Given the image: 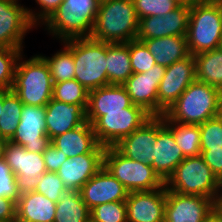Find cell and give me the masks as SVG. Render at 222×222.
<instances>
[{
  "label": "cell",
  "mask_w": 222,
  "mask_h": 222,
  "mask_svg": "<svg viewBox=\"0 0 222 222\" xmlns=\"http://www.w3.org/2000/svg\"><path fill=\"white\" fill-rule=\"evenodd\" d=\"M139 19L133 0H100L90 37L105 43L136 40Z\"/></svg>",
  "instance_id": "cell-1"
},
{
  "label": "cell",
  "mask_w": 222,
  "mask_h": 222,
  "mask_svg": "<svg viewBox=\"0 0 222 222\" xmlns=\"http://www.w3.org/2000/svg\"><path fill=\"white\" fill-rule=\"evenodd\" d=\"M221 108L222 92L195 80L166 110L165 115L174 122L199 125L219 116Z\"/></svg>",
  "instance_id": "cell-2"
},
{
  "label": "cell",
  "mask_w": 222,
  "mask_h": 222,
  "mask_svg": "<svg viewBox=\"0 0 222 222\" xmlns=\"http://www.w3.org/2000/svg\"><path fill=\"white\" fill-rule=\"evenodd\" d=\"M186 42L194 56L222 47V3L203 0L190 7Z\"/></svg>",
  "instance_id": "cell-3"
},
{
  "label": "cell",
  "mask_w": 222,
  "mask_h": 222,
  "mask_svg": "<svg viewBox=\"0 0 222 222\" xmlns=\"http://www.w3.org/2000/svg\"><path fill=\"white\" fill-rule=\"evenodd\" d=\"M100 0H64L43 24L47 32L62 41L90 37Z\"/></svg>",
  "instance_id": "cell-4"
},
{
  "label": "cell",
  "mask_w": 222,
  "mask_h": 222,
  "mask_svg": "<svg viewBox=\"0 0 222 222\" xmlns=\"http://www.w3.org/2000/svg\"><path fill=\"white\" fill-rule=\"evenodd\" d=\"M23 53L16 65L12 90L24 105L45 107L52 99L53 80L46 61L40 55L28 60Z\"/></svg>",
  "instance_id": "cell-5"
},
{
  "label": "cell",
  "mask_w": 222,
  "mask_h": 222,
  "mask_svg": "<svg viewBox=\"0 0 222 222\" xmlns=\"http://www.w3.org/2000/svg\"><path fill=\"white\" fill-rule=\"evenodd\" d=\"M166 190L182 195H197L214 201L220 193V180L201 155L185 157L164 182Z\"/></svg>",
  "instance_id": "cell-6"
},
{
  "label": "cell",
  "mask_w": 222,
  "mask_h": 222,
  "mask_svg": "<svg viewBox=\"0 0 222 222\" xmlns=\"http://www.w3.org/2000/svg\"><path fill=\"white\" fill-rule=\"evenodd\" d=\"M75 79L88 91L109 85L106 43L92 37L72 39Z\"/></svg>",
  "instance_id": "cell-7"
},
{
  "label": "cell",
  "mask_w": 222,
  "mask_h": 222,
  "mask_svg": "<svg viewBox=\"0 0 222 222\" xmlns=\"http://www.w3.org/2000/svg\"><path fill=\"white\" fill-rule=\"evenodd\" d=\"M104 167L117 178L128 192L152 191L164 181L151 165L126 158L114 147H105Z\"/></svg>",
  "instance_id": "cell-8"
},
{
  "label": "cell",
  "mask_w": 222,
  "mask_h": 222,
  "mask_svg": "<svg viewBox=\"0 0 222 222\" xmlns=\"http://www.w3.org/2000/svg\"><path fill=\"white\" fill-rule=\"evenodd\" d=\"M151 117L144 108L133 104L125 111L106 112L92 124V128L101 146L114 147Z\"/></svg>",
  "instance_id": "cell-9"
},
{
  "label": "cell",
  "mask_w": 222,
  "mask_h": 222,
  "mask_svg": "<svg viewBox=\"0 0 222 222\" xmlns=\"http://www.w3.org/2000/svg\"><path fill=\"white\" fill-rule=\"evenodd\" d=\"M4 160L16 177L19 194L35 191L39 177L47 171L43 153L29 152L11 141L5 147Z\"/></svg>",
  "instance_id": "cell-10"
},
{
  "label": "cell",
  "mask_w": 222,
  "mask_h": 222,
  "mask_svg": "<svg viewBox=\"0 0 222 222\" xmlns=\"http://www.w3.org/2000/svg\"><path fill=\"white\" fill-rule=\"evenodd\" d=\"M196 80L195 56L189 54L166 67L158 88V116L165 114L187 87Z\"/></svg>",
  "instance_id": "cell-11"
},
{
  "label": "cell",
  "mask_w": 222,
  "mask_h": 222,
  "mask_svg": "<svg viewBox=\"0 0 222 222\" xmlns=\"http://www.w3.org/2000/svg\"><path fill=\"white\" fill-rule=\"evenodd\" d=\"M37 28L30 20L27 7L15 0H0V46L23 49L25 35Z\"/></svg>",
  "instance_id": "cell-12"
},
{
  "label": "cell",
  "mask_w": 222,
  "mask_h": 222,
  "mask_svg": "<svg viewBox=\"0 0 222 222\" xmlns=\"http://www.w3.org/2000/svg\"><path fill=\"white\" fill-rule=\"evenodd\" d=\"M214 213V200L166 190L164 222H205Z\"/></svg>",
  "instance_id": "cell-13"
},
{
  "label": "cell",
  "mask_w": 222,
  "mask_h": 222,
  "mask_svg": "<svg viewBox=\"0 0 222 222\" xmlns=\"http://www.w3.org/2000/svg\"><path fill=\"white\" fill-rule=\"evenodd\" d=\"M45 107L24 105L20 122L11 142L29 152L43 153L51 143L46 134Z\"/></svg>",
  "instance_id": "cell-14"
},
{
  "label": "cell",
  "mask_w": 222,
  "mask_h": 222,
  "mask_svg": "<svg viewBox=\"0 0 222 222\" xmlns=\"http://www.w3.org/2000/svg\"><path fill=\"white\" fill-rule=\"evenodd\" d=\"M165 71V66L156 63L145 73H133L123 84L132 103L152 116H158V88Z\"/></svg>",
  "instance_id": "cell-15"
},
{
  "label": "cell",
  "mask_w": 222,
  "mask_h": 222,
  "mask_svg": "<svg viewBox=\"0 0 222 222\" xmlns=\"http://www.w3.org/2000/svg\"><path fill=\"white\" fill-rule=\"evenodd\" d=\"M190 7L179 5L164 16H147L139 19L137 40L162 38L166 36H186Z\"/></svg>",
  "instance_id": "cell-16"
},
{
  "label": "cell",
  "mask_w": 222,
  "mask_h": 222,
  "mask_svg": "<svg viewBox=\"0 0 222 222\" xmlns=\"http://www.w3.org/2000/svg\"><path fill=\"white\" fill-rule=\"evenodd\" d=\"M88 209L103 203L126 201L129 194L124 185L104 166L79 190Z\"/></svg>",
  "instance_id": "cell-17"
},
{
  "label": "cell",
  "mask_w": 222,
  "mask_h": 222,
  "mask_svg": "<svg viewBox=\"0 0 222 222\" xmlns=\"http://www.w3.org/2000/svg\"><path fill=\"white\" fill-rule=\"evenodd\" d=\"M125 203L128 222H164L166 187L130 192Z\"/></svg>",
  "instance_id": "cell-18"
},
{
  "label": "cell",
  "mask_w": 222,
  "mask_h": 222,
  "mask_svg": "<svg viewBox=\"0 0 222 222\" xmlns=\"http://www.w3.org/2000/svg\"><path fill=\"white\" fill-rule=\"evenodd\" d=\"M157 142V116L121 139L114 148L128 159L152 165L153 145Z\"/></svg>",
  "instance_id": "cell-19"
},
{
  "label": "cell",
  "mask_w": 222,
  "mask_h": 222,
  "mask_svg": "<svg viewBox=\"0 0 222 222\" xmlns=\"http://www.w3.org/2000/svg\"><path fill=\"white\" fill-rule=\"evenodd\" d=\"M153 157L151 166L164 182L185 158L162 116H157V142L153 145Z\"/></svg>",
  "instance_id": "cell-20"
},
{
  "label": "cell",
  "mask_w": 222,
  "mask_h": 222,
  "mask_svg": "<svg viewBox=\"0 0 222 222\" xmlns=\"http://www.w3.org/2000/svg\"><path fill=\"white\" fill-rule=\"evenodd\" d=\"M88 105L66 104L51 99L45 106L46 134L50 141L61 134L83 125Z\"/></svg>",
  "instance_id": "cell-21"
},
{
  "label": "cell",
  "mask_w": 222,
  "mask_h": 222,
  "mask_svg": "<svg viewBox=\"0 0 222 222\" xmlns=\"http://www.w3.org/2000/svg\"><path fill=\"white\" fill-rule=\"evenodd\" d=\"M104 166V153H85L67 158L56 172L67 190L81 187Z\"/></svg>",
  "instance_id": "cell-22"
},
{
  "label": "cell",
  "mask_w": 222,
  "mask_h": 222,
  "mask_svg": "<svg viewBox=\"0 0 222 222\" xmlns=\"http://www.w3.org/2000/svg\"><path fill=\"white\" fill-rule=\"evenodd\" d=\"M133 105L123 85H107L89 91L86 119L92 125L106 112L125 111Z\"/></svg>",
  "instance_id": "cell-23"
},
{
  "label": "cell",
  "mask_w": 222,
  "mask_h": 222,
  "mask_svg": "<svg viewBox=\"0 0 222 222\" xmlns=\"http://www.w3.org/2000/svg\"><path fill=\"white\" fill-rule=\"evenodd\" d=\"M51 144L62 150L67 158H73L85 153H104L105 147L96 140L92 125L86 121L64 134L58 135L51 140Z\"/></svg>",
  "instance_id": "cell-24"
},
{
  "label": "cell",
  "mask_w": 222,
  "mask_h": 222,
  "mask_svg": "<svg viewBox=\"0 0 222 222\" xmlns=\"http://www.w3.org/2000/svg\"><path fill=\"white\" fill-rule=\"evenodd\" d=\"M56 202L36 191L20 194L16 222H54Z\"/></svg>",
  "instance_id": "cell-25"
},
{
  "label": "cell",
  "mask_w": 222,
  "mask_h": 222,
  "mask_svg": "<svg viewBox=\"0 0 222 222\" xmlns=\"http://www.w3.org/2000/svg\"><path fill=\"white\" fill-rule=\"evenodd\" d=\"M142 41L155 58V62L165 67L189 55L186 36H166Z\"/></svg>",
  "instance_id": "cell-26"
},
{
  "label": "cell",
  "mask_w": 222,
  "mask_h": 222,
  "mask_svg": "<svg viewBox=\"0 0 222 222\" xmlns=\"http://www.w3.org/2000/svg\"><path fill=\"white\" fill-rule=\"evenodd\" d=\"M107 78L109 85H123L133 74L129 42L106 43Z\"/></svg>",
  "instance_id": "cell-27"
},
{
  "label": "cell",
  "mask_w": 222,
  "mask_h": 222,
  "mask_svg": "<svg viewBox=\"0 0 222 222\" xmlns=\"http://www.w3.org/2000/svg\"><path fill=\"white\" fill-rule=\"evenodd\" d=\"M196 80L222 92V47L195 55Z\"/></svg>",
  "instance_id": "cell-28"
},
{
  "label": "cell",
  "mask_w": 222,
  "mask_h": 222,
  "mask_svg": "<svg viewBox=\"0 0 222 222\" xmlns=\"http://www.w3.org/2000/svg\"><path fill=\"white\" fill-rule=\"evenodd\" d=\"M164 124L172 131L174 140L185 157L201 155L200 126L197 124H183L171 121L162 115Z\"/></svg>",
  "instance_id": "cell-29"
},
{
  "label": "cell",
  "mask_w": 222,
  "mask_h": 222,
  "mask_svg": "<svg viewBox=\"0 0 222 222\" xmlns=\"http://www.w3.org/2000/svg\"><path fill=\"white\" fill-rule=\"evenodd\" d=\"M90 210L79 191L67 190L56 203L54 222H88Z\"/></svg>",
  "instance_id": "cell-30"
},
{
  "label": "cell",
  "mask_w": 222,
  "mask_h": 222,
  "mask_svg": "<svg viewBox=\"0 0 222 222\" xmlns=\"http://www.w3.org/2000/svg\"><path fill=\"white\" fill-rule=\"evenodd\" d=\"M60 49L52 57L39 54L47 63L53 83L75 79V64L72 54V39L62 41Z\"/></svg>",
  "instance_id": "cell-31"
},
{
  "label": "cell",
  "mask_w": 222,
  "mask_h": 222,
  "mask_svg": "<svg viewBox=\"0 0 222 222\" xmlns=\"http://www.w3.org/2000/svg\"><path fill=\"white\" fill-rule=\"evenodd\" d=\"M24 104L12 89L3 90V112L0 117V135L10 141L20 122Z\"/></svg>",
  "instance_id": "cell-32"
},
{
  "label": "cell",
  "mask_w": 222,
  "mask_h": 222,
  "mask_svg": "<svg viewBox=\"0 0 222 222\" xmlns=\"http://www.w3.org/2000/svg\"><path fill=\"white\" fill-rule=\"evenodd\" d=\"M52 98L66 104L88 105L89 91L76 79L54 83Z\"/></svg>",
  "instance_id": "cell-33"
},
{
  "label": "cell",
  "mask_w": 222,
  "mask_h": 222,
  "mask_svg": "<svg viewBox=\"0 0 222 222\" xmlns=\"http://www.w3.org/2000/svg\"><path fill=\"white\" fill-rule=\"evenodd\" d=\"M23 49L0 46V90L12 89L16 65Z\"/></svg>",
  "instance_id": "cell-34"
},
{
  "label": "cell",
  "mask_w": 222,
  "mask_h": 222,
  "mask_svg": "<svg viewBox=\"0 0 222 222\" xmlns=\"http://www.w3.org/2000/svg\"><path fill=\"white\" fill-rule=\"evenodd\" d=\"M92 222H128L125 201H114L97 205L90 210Z\"/></svg>",
  "instance_id": "cell-35"
},
{
  "label": "cell",
  "mask_w": 222,
  "mask_h": 222,
  "mask_svg": "<svg viewBox=\"0 0 222 222\" xmlns=\"http://www.w3.org/2000/svg\"><path fill=\"white\" fill-rule=\"evenodd\" d=\"M129 53L133 73H145L156 64L155 58L142 41H129Z\"/></svg>",
  "instance_id": "cell-36"
},
{
  "label": "cell",
  "mask_w": 222,
  "mask_h": 222,
  "mask_svg": "<svg viewBox=\"0 0 222 222\" xmlns=\"http://www.w3.org/2000/svg\"><path fill=\"white\" fill-rule=\"evenodd\" d=\"M201 150L222 147V117L219 115L199 124Z\"/></svg>",
  "instance_id": "cell-37"
},
{
  "label": "cell",
  "mask_w": 222,
  "mask_h": 222,
  "mask_svg": "<svg viewBox=\"0 0 222 222\" xmlns=\"http://www.w3.org/2000/svg\"><path fill=\"white\" fill-rule=\"evenodd\" d=\"M138 19L147 16H164L179 6L174 0H133Z\"/></svg>",
  "instance_id": "cell-38"
},
{
  "label": "cell",
  "mask_w": 222,
  "mask_h": 222,
  "mask_svg": "<svg viewBox=\"0 0 222 222\" xmlns=\"http://www.w3.org/2000/svg\"><path fill=\"white\" fill-rule=\"evenodd\" d=\"M35 191L57 203L67 188L57 173L46 171L39 177Z\"/></svg>",
  "instance_id": "cell-39"
},
{
  "label": "cell",
  "mask_w": 222,
  "mask_h": 222,
  "mask_svg": "<svg viewBox=\"0 0 222 222\" xmlns=\"http://www.w3.org/2000/svg\"><path fill=\"white\" fill-rule=\"evenodd\" d=\"M19 196L16 177L3 159L0 161V197H7L16 202Z\"/></svg>",
  "instance_id": "cell-40"
},
{
  "label": "cell",
  "mask_w": 222,
  "mask_h": 222,
  "mask_svg": "<svg viewBox=\"0 0 222 222\" xmlns=\"http://www.w3.org/2000/svg\"><path fill=\"white\" fill-rule=\"evenodd\" d=\"M40 7L37 12L27 7L31 22L37 27L43 25L50 16L64 3V0H35Z\"/></svg>",
  "instance_id": "cell-41"
},
{
  "label": "cell",
  "mask_w": 222,
  "mask_h": 222,
  "mask_svg": "<svg viewBox=\"0 0 222 222\" xmlns=\"http://www.w3.org/2000/svg\"><path fill=\"white\" fill-rule=\"evenodd\" d=\"M44 163L47 171L56 173L61 164L67 159L66 154L62 150L57 149L51 143L43 152Z\"/></svg>",
  "instance_id": "cell-42"
},
{
  "label": "cell",
  "mask_w": 222,
  "mask_h": 222,
  "mask_svg": "<svg viewBox=\"0 0 222 222\" xmlns=\"http://www.w3.org/2000/svg\"><path fill=\"white\" fill-rule=\"evenodd\" d=\"M201 156L204 162L211 168V171L222 180V147L208 148V150H201Z\"/></svg>",
  "instance_id": "cell-43"
},
{
  "label": "cell",
  "mask_w": 222,
  "mask_h": 222,
  "mask_svg": "<svg viewBox=\"0 0 222 222\" xmlns=\"http://www.w3.org/2000/svg\"><path fill=\"white\" fill-rule=\"evenodd\" d=\"M0 222H16V202L7 197H0Z\"/></svg>",
  "instance_id": "cell-44"
},
{
  "label": "cell",
  "mask_w": 222,
  "mask_h": 222,
  "mask_svg": "<svg viewBox=\"0 0 222 222\" xmlns=\"http://www.w3.org/2000/svg\"><path fill=\"white\" fill-rule=\"evenodd\" d=\"M214 214L222 222V199H216L214 201Z\"/></svg>",
  "instance_id": "cell-45"
},
{
  "label": "cell",
  "mask_w": 222,
  "mask_h": 222,
  "mask_svg": "<svg viewBox=\"0 0 222 222\" xmlns=\"http://www.w3.org/2000/svg\"><path fill=\"white\" fill-rule=\"evenodd\" d=\"M179 5H186L188 7L193 6L195 3L201 2L203 0H174Z\"/></svg>",
  "instance_id": "cell-46"
},
{
  "label": "cell",
  "mask_w": 222,
  "mask_h": 222,
  "mask_svg": "<svg viewBox=\"0 0 222 222\" xmlns=\"http://www.w3.org/2000/svg\"><path fill=\"white\" fill-rule=\"evenodd\" d=\"M8 140H0V161L4 159L5 147Z\"/></svg>",
  "instance_id": "cell-47"
},
{
  "label": "cell",
  "mask_w": 222,
  "mask_h": 222,
  "mask_svg": "<svg viewBox=\"0 0 222 222\" xmlns=\"http://www.w3.org/2000/svg\"><path fill=\"white\" fill-rule=\"evenodd\" d=\"M205 222H221L217 216L213 213Z\"/></svg>",
  "instance_id": "cell-48"
},
{
  "label": "cell",
  "mask_w": 222,
  "mask_h": 222,
  "mask_svg": "<svg viewBox=\"0 0 222 222\" xmlns=\"http://www.w3.org/2000/svg\"><path fill=\"white\" fill-rule=\"evenodd\" d=\"M3 90H0V117L1 113L3 112Z\"/></svg>",
  "instance_id": "cell-49"
},
{
  "label": "cell",
  "mask_w": 222,
  "mask_h": 222,
  "mask_svg": "<svg viewBox=\"0 0 222 222\" xmlns=\"http://www.w3.org/2000/svg\"><path fill=\"white\" fill-rule=\"evenodd\" d=\"M216 199H222V180L220 181V193Z\"/></svg>",
  "instance_id": "cell-50"
}]
</instances>
